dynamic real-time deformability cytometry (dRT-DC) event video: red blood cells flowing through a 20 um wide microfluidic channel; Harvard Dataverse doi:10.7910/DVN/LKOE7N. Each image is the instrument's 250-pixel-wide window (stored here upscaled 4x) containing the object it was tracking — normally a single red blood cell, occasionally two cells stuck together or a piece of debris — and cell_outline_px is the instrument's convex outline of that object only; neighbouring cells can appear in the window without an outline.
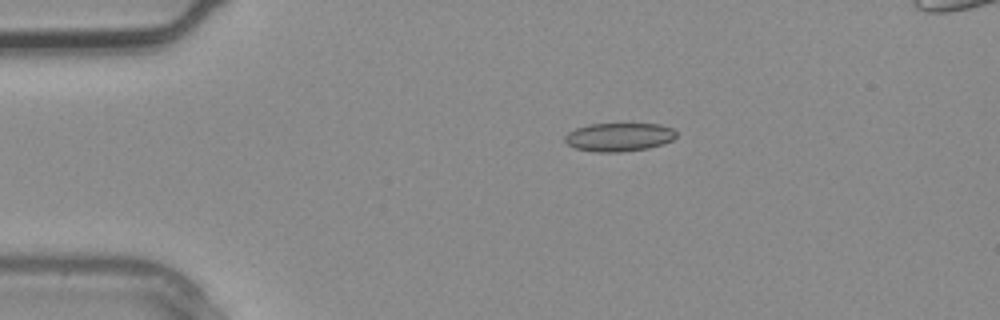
{"species": "common noctule bat (a hibernating species)", "species_latin": "Nyctalus noctula", "temperature_condition": "warm", "stored_images_in_passage": 2, "camera_frame_rate_fps": 3000, "um_per_image_px": 0.085, "animal": {"sex": "male", "body_mass_g": 20.4}, "frame": {"image": 1, "passage_image": 1, "time_ms": 0.0, "image_size_px": [1000, 320], "cell_outline_px": [[676, 136], [672, 140], [664, 144], [648, 148], [620, 152], [596, 152], [576, 148], [568, 144], [564, 140], [564, 136], [568, 132], [576, 128], [588, 124], [660, 124], [672, 128], [676, 132]], "centroid_in_image_um": [52.62, 11.65], "position_along_channel_um": 32.4, "area_um2": 18.5}}